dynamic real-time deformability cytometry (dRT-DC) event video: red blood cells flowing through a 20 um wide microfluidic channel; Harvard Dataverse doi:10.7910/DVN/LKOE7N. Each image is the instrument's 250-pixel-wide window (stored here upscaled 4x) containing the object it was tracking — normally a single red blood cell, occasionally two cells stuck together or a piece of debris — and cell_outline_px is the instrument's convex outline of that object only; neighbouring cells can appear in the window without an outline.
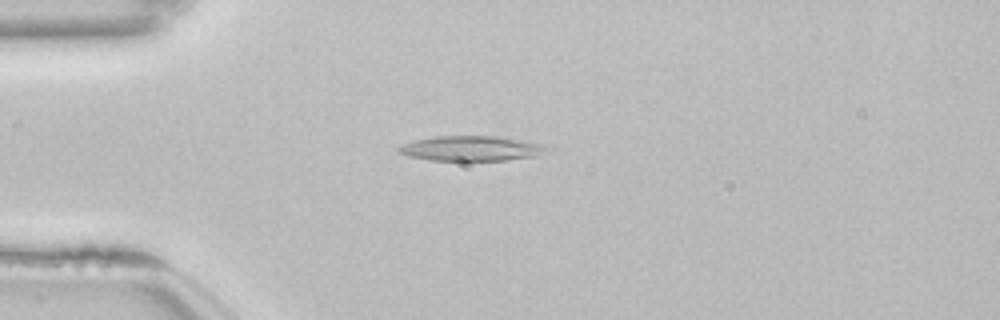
{"species": "common noctule bat (a hibernating species)", "species_latin": "Nyctalus noctula", "temperature_condition": "room temperature", "stored_images_in_passage": 50, "camera_frame_rate_fps": 3000, "um_per_image_px": 0.085, "animal": {"sex": "female", "body_mass_g": 22.7, "forearm_length_mm": 54.2}, "frame": {"image": 1, "passage_image": 11, "time_ms": 3.333, "image_size_px": [1000, 320], "cell_outline_px": [[544, 148], [536, 156], [508, 160], [428, 160], [408, 156], [396, 152], [396, 148], [404, 144], [416, 140], [436, 136], [500, 136], [544, 144]], "centroid_in_image_um": [39.98, 12.61], "position_along_channel_um": 45.0, "area_um2": 21.33}}
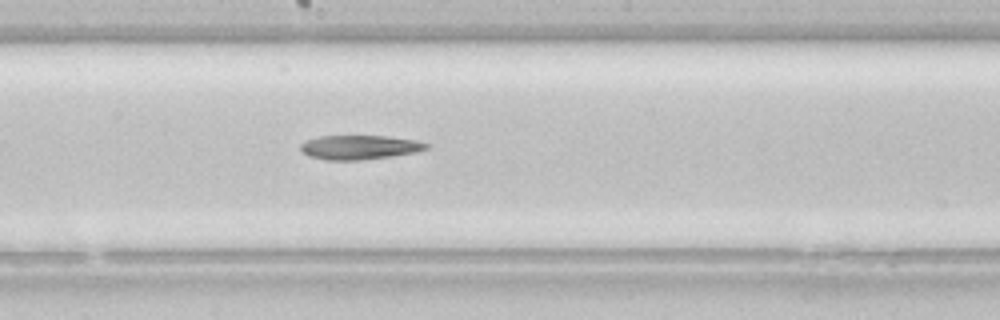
{"frame": {"image": 2, "passage_image": 26, "time_ms": 8.333, "image_size_px": [1000, 320], "cell_outline_px": [[432, 144], [428, 148], [416, 152], [392, 156], [360, 160], [328, 160], [308, 156], [300, 148], [300, 144], [304, 140], [320, 136], [388, 136], [416, 140]], "centroid_in_image_um": [30.58, 12.51], "position_along_channel_um": 217.6, "area_um2": 17.86}}
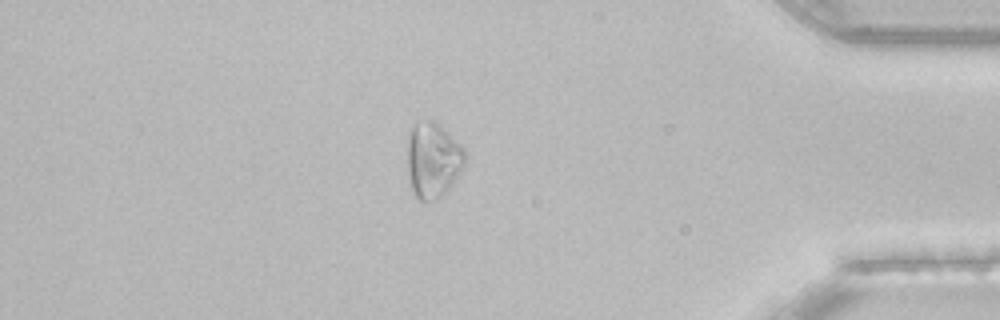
{"frame": {"image": 3, "passage_image": 43, "time_ms": 14.0, "image_size_px": [1000, 320], "cell_outline_px": [[464, 164], [452, 184], [444, 196], [432, 200], [420, 200], [412, 192], [408, 176], [408, 136], [412, 124], [416, 120], [436, 120], [464, 148]], "centroid_in_image_um": [36.77, 13.57], "position_along_channel_um": 398.4, "area_um2": 25.49}}